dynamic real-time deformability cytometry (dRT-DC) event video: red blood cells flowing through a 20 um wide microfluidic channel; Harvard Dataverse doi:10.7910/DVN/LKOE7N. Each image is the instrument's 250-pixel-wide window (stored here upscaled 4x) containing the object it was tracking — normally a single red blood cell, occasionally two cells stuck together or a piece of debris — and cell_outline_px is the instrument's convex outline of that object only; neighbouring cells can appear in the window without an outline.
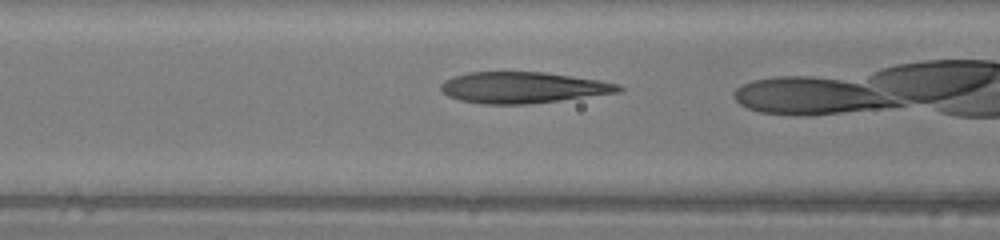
{"species": "human", "species_latin": "Homo sapiens", "temperature_condition": "warm", "stored_images_in_passage": 21, "camera_frame_rate_fps": 3000, "um_per_image_px": 0.085, "donor": {"sex": "female"}, "frame": {"image": 1, "passage_image": 10, "time_ms": 3.0, "image_size_px": [1000, 240], "cell_outline_px": [[624, 88], [620, 92], [560, 100], [528, 104], [480, 104], [460, 100], [448, 96], [440, 88], [440, 84], [444, 80], [452, 76], [468, 72], [544, 72], [600, 80], [620, 84]], "centroid_in_image_um": [44.43, 7.44], "position_along_channel_um": 122.2, "area_um2": 32.37}}